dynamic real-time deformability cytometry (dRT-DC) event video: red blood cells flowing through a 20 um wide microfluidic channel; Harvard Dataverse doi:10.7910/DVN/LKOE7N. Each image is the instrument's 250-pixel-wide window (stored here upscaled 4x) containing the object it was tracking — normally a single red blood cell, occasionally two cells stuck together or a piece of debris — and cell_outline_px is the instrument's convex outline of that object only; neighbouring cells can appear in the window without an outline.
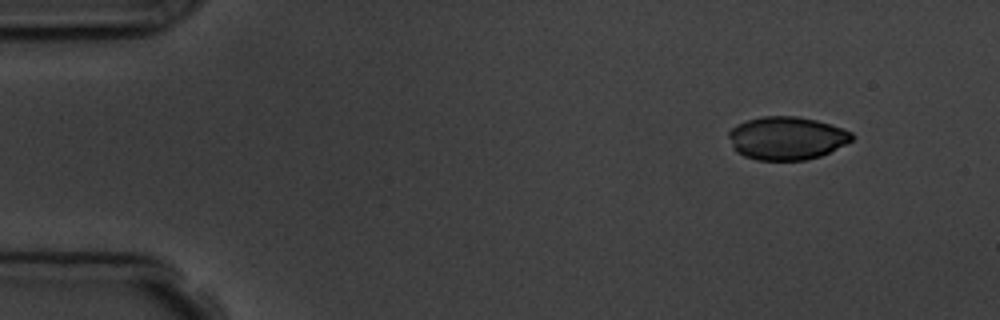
{"species": "common noctule bat (a hibernating species)", "species_latin": "Nyctalus noctula", "temperature_condition": "room temperature", "stored_images_in_passage": 4, "camera_frame_rate_fps": 3000, "um_per_image_px": 0.085, "animal": {"sex": "male", "body_mass_g": 19.5, "forearm_length_mm": 54.6}, "frame": {"image": 1, "passage_image": 1, "time_ms": 0.0, "image_size_px": [1000, 320], "cell_outline_px": [[856, 136], [852, 140], [820, 156], [804, 160], [756, 160], [744, 156], [736, 152], [732, 148], [728, 136], [728, 132], [736, 124], [744, 120], [764, 116], [796, 116], [816, 120], [852, 132]], "centroid_in_image_um": [66.81, 11.74], "position_along_channel_um": 18.2, "area_um2": 30.98}}